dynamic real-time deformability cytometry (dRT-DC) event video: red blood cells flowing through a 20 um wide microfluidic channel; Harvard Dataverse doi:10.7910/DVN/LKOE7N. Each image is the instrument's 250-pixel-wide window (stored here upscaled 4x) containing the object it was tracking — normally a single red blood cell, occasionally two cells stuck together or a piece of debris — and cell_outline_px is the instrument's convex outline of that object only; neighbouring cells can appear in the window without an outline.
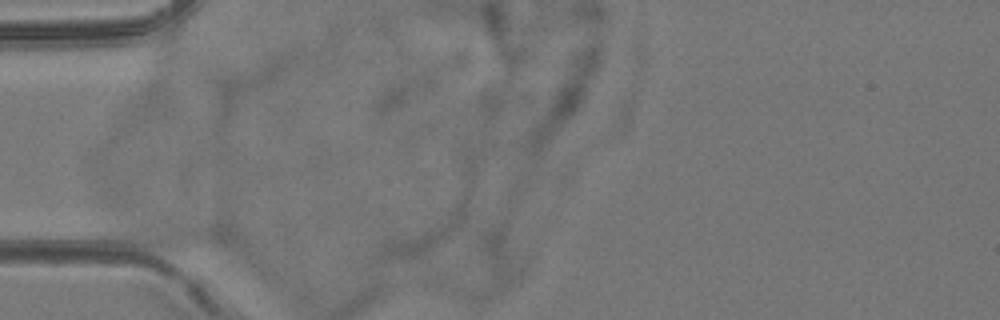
{"species": "common noctule bat (a hibernating species)", "species_latin": "Nyctalus noctula", "temperature_condition": "room temperature", "stored_images_in_passage": 4, "camera_frame_rate_fps": 3000, "um_per_image_px": 0.085, "animal": {"sex": "female", "body_mass_g": 24.6, "forearm_length_mm": 56.2}, "frame": {"image": 1, "passage_image": 3, "time_ms": 0.667, "image_size_px": [1000, 320], "cell_outline_px": [[492, 148], [464, 216], [460, 224], [452, 236], [448, 240], [436, 248], [420, 256], [412, 256], [416, 248], [472, 160], [480, 152], [492, 144]], "centroid_in_image_um": [38.59, 17.56], "position_along_channel_um": 46.4, "area_um2": 16.76}}